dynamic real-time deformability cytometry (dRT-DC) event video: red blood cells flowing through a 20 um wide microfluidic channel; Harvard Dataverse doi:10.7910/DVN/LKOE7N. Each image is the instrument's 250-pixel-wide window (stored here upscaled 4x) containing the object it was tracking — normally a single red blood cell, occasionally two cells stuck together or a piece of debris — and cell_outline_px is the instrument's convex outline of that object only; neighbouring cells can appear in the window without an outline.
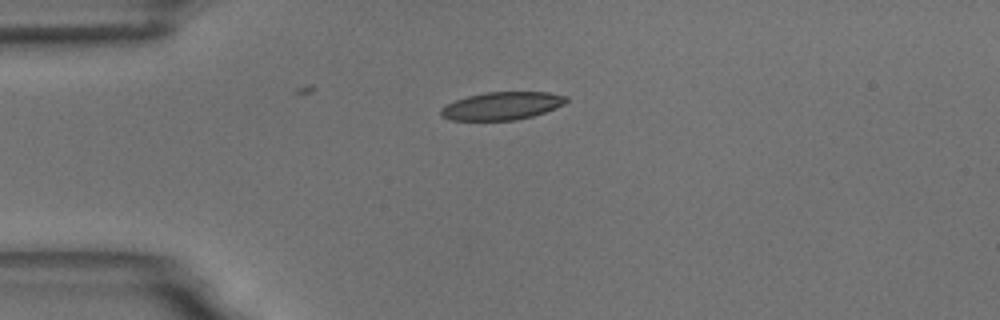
{"species": "common noctule bat (a hibernating species)", "species_latin": "Nyctalus noctula", "temperature_condition": "room temperature", "stored_images_in_passage": 4, "camera_frame_rate_fps": 3000, "um_per_image_px": 0.085, "animal": {"sex": "male", "body_mass_g": 18.8}, "frame": {"image": 1, "passage_image": 1, "time_ms": 0.0, "image_size_px": [1000, 320], "cell_outline_px": [[568, 100], [564, 104], [556, 108], [532, 116], [516, 120], [452, 120], [440, 116], [440, 108], [456, 100], [468, 96], [484, 92], [548, 92], [568, 96]], "centroid_in_image_um": [42.68, 8.99], "position_along_channel_um": 42.3, "area_um2": 20.35}}